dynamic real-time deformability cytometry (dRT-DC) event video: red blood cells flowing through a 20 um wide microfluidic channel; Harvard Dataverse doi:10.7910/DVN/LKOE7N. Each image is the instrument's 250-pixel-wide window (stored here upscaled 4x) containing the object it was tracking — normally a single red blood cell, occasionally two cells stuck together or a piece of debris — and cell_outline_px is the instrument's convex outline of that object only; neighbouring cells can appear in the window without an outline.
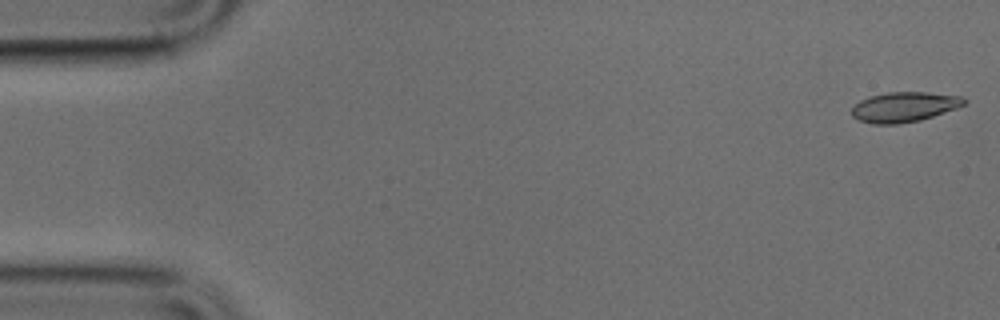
{"species": "common noctule bat (a hibernating species)", "species_latin": "Nyctalus noctula", "temperature_condition": "cold", "stored_images_in_passage": 49, "camera_frame_rate_fps": 3000, "um_per_image_px": 0.085, "animal": {"sex": "male", "body_mass_g": 17.9, "forearm_length_mm": 54.2}, "frame": {"image": 1, "passage_image": 1, "time_ms": 0.0, "image_size_px": [1000, 320], "cell_outline_px": [[968, 100], [964, 104], [956, 108], [920, 120], [896, 124], [872, 124], [860, 120], [852, 116], [852, 108], [860, 100], [868, 96], [888, 92], [924, 92], [964, 96]], "centroid_in_image_um": [76.86, 9.08], "position_along_channel_um": 8.1, "area_um2": 19.59}}
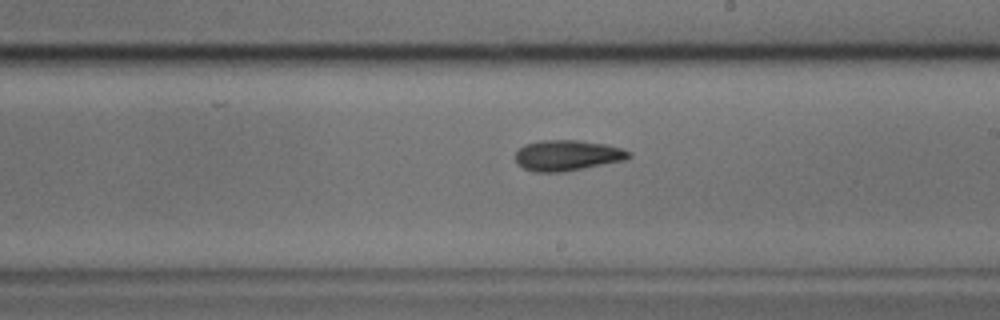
{"frame": {"image": 2, "passage_image": 28, "time_ms": 9.0, "image_size_px": [1000, 320], "cell_outline_px": [[632, 156], [624, 160], [564, 172], [532, 172], [516, 164], [516, 152], [524, 144], [540, 140], [580, 140], [604, 144], [620, 148], [632, 152]], "centroid_in_image_um": [48.2, 13.21], "position_along_channel_um": 240.8, "area_um2": 20.35}}
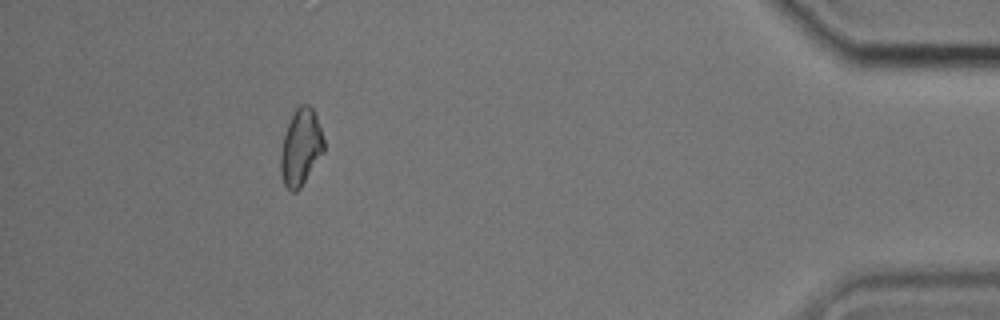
{"frame": {"image": 3, "passage_image": 45, "time_ms": 14.667, "image_size_px": [1000, 320], "cell_outline_px": [[324, 152], [300, 188], [296, 192], [292, 192], [284, 184], [280, 172], [280, 152], [284, 136], [288, 124], [296, 108], [300, 104], [308, 104], [312, 108], [316, 116], [324, 140]], "centroid_in_image_um": [25.56, 12.54], "position_along_channel_um": 409.6, "area_um2": 19.13}}